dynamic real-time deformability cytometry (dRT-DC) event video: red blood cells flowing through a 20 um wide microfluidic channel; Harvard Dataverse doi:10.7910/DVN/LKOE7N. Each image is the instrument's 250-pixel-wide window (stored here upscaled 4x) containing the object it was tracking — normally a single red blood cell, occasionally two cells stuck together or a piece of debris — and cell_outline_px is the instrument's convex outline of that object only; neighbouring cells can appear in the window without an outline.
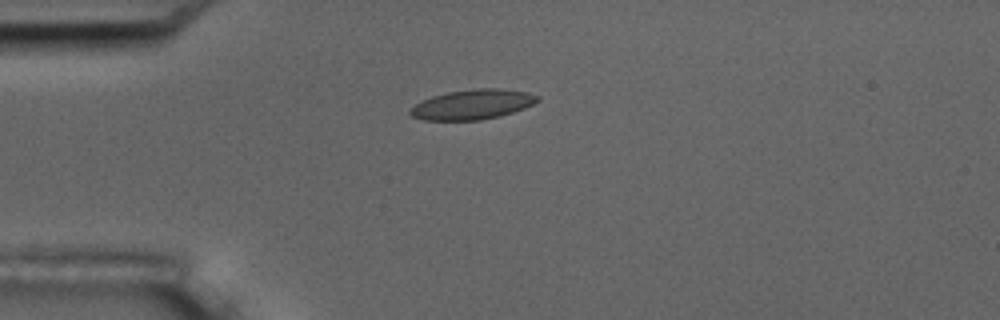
{"species": "common noctule bat (a hibernating species)", "species_latin": "Nyctalus noctula", "temperature_condition": "room temperature", "stored_images_in_passage": 11, "camera_frame_rate_fps": 3000, "um_per_image_px": 0.085, "animal": {"sex": "male", "body_mass_g": 17.5, "forearm_length_mm": 52.3}, "frame": {"image": 1, "passage_image": 4, "time_ms": 4.333, "image_size_px": [1000, 320], "cell_outline_px": [[540, 100], [524, 108], [500, 116], [480, 120], [424, 120], [412, 116], [408, 112], [408, 108], [432, 96], [448, 92], [476, 88], [496, 88], [528, 92], [540, 96]], "centroid_in_image_um": [40.16, 8.88], "position_along_channel_um": 44.8, "area_um2": 22.14}}
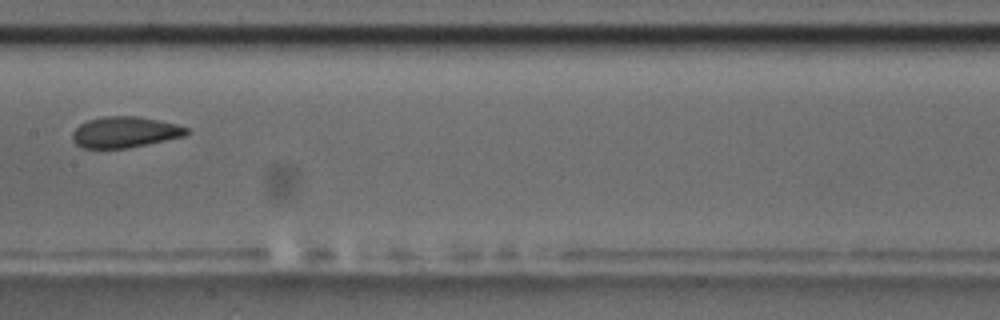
{"frame": {"image": 2, "passage_image": 8, "time_ms": 9.0, "image_size_px": [1000, 320], "cell_outline_px": [[188, 132], [184, 136], [148, 144], [128, 148], [84, 148], [76, 144], [72, 140], [72, 132], [80, 124], [88, 120], [104, 116], [136, 116], [176, 124], [188, 128]], "centroid_in_image_um": [10.58, 11.23], "position_along_channel_um": 196.8, "area_um2": 20.46}}